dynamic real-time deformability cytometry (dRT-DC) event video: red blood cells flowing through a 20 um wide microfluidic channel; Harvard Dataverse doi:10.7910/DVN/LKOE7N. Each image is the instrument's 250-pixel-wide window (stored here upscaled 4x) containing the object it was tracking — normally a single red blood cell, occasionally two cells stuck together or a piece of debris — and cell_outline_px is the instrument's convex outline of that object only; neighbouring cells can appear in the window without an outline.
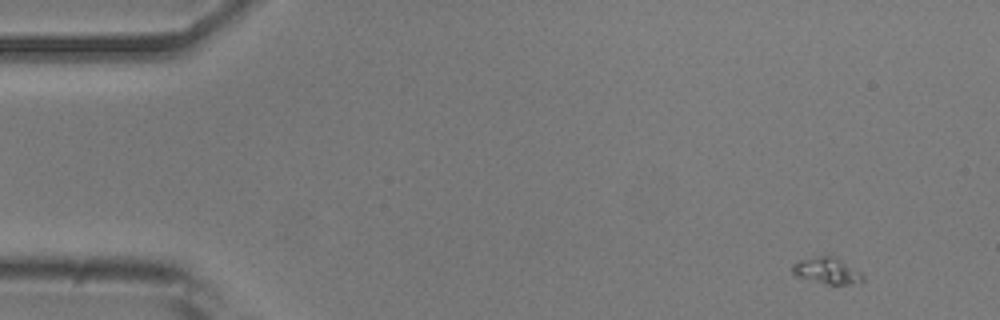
{"species": "common noctule bat (a hibernating species)", "species_latin": "Nyctalus noctula", "temperature_condition": "room temperature", "stored_images_in_passage": 4, "camera_frame_rate_fps": 3000, "um_per_image_px": 0.085, "animal": {"sex": "male", "body_mass_g": 20.5, "forearm_length_mm": 52.5}, "frame": {"image": 1, "passage_image": 1, "time_ms": 0.0, "image_size_px": [1000, 320], "cell_outline_px": [[864, 280], [848, 284], [828, 284], [796, 276], [792, 272], [792, 264], [800, 260], [820, 256], [832, 256], [860, 272], [864, 276]], "centroid_in_image_um": [70.26, 23.02], "position_along_channel_um": 14.7, "area_um2": 10.35}}